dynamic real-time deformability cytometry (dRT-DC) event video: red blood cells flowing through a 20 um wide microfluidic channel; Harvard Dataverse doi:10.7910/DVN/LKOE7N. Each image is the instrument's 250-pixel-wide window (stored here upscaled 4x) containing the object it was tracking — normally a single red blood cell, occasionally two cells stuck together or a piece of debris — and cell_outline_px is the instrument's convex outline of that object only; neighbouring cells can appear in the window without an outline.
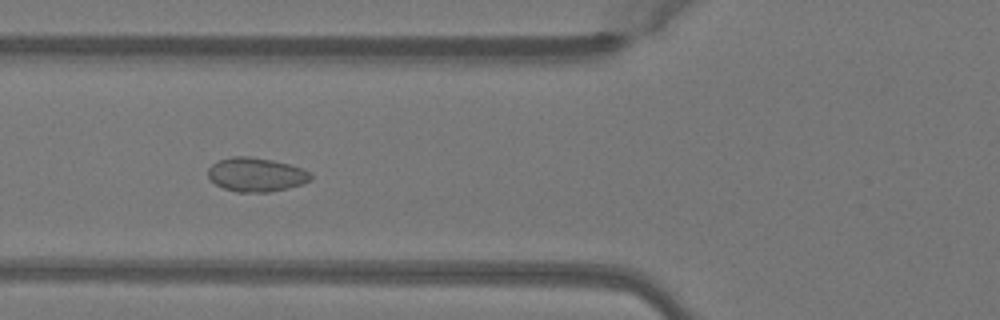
{"species": "Egyptian fruit bat (a non-hibernating species)", "species_latin": "Rousettus aegyptiacus", "temperature_condition": "warm", "stored_images_in_passage": 37, "camera_frame_rate_fps": 3000, "um_per_image_px": 0.085, "animal": {"sex": "female"}, "frame": {"image": 1, "passage_image": 13, "time_ms": 4.0, "image_size_px": [1000, 320], "cell_outline_px": [[312, 180], [288, 188], [268, 192], [236, 192], [224, 188], [216, 184], [208, 176], [208, 168], [212, 164], [220, 160], [232, 156], [248, 156], [272, 160], [288, 164], [300, 168], [308, 172], [312, 176]], "centroid_in_image_um": [21.75, 14.84], "position_along_channel_um": 104.0, "area_um2": 20.11}}
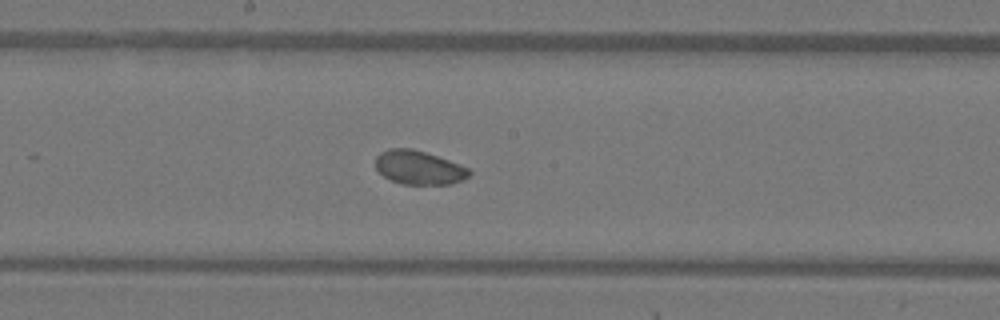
{"frame": {"image": 2, "passage_image": 21, "time_ms": 6.667, "image_size_px": [1000, 320], "cell_outline_px": [[472, 172], [464, 180], [448, 184], [404, 184], [392, 180], [384, 176], [376, 168], [376, 156], [380, 152], [388, 148], [412, 148], [460, 164], [468, 168]], "centroid_in_image_um": [35.6, 14.24], "position_along_channel_um": 212.6, "area_um2": 18.32}}
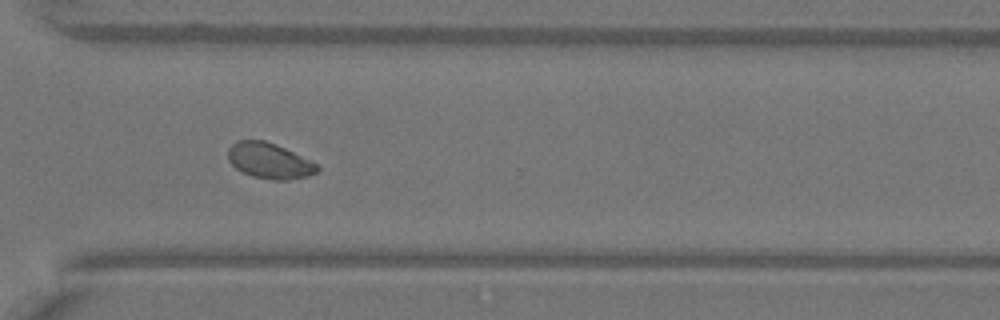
{"frame": {"image": 3, "passage_image": 31, "time_ms": 10.0, "image_size_px": [1000, 320], "cell_outline_px": [[320, 168], [316, 172], [308, 176], [288, 180], [272, 180], [252, 176], [236, 168], [228, 160], [228, 148], [236, 140], [264, 140], [276, 144], [312, 160]], "centroid_in_image_um": [22.9, 13.66], "position_along_channel_um": 347.7, "area_um2": 18.61}}